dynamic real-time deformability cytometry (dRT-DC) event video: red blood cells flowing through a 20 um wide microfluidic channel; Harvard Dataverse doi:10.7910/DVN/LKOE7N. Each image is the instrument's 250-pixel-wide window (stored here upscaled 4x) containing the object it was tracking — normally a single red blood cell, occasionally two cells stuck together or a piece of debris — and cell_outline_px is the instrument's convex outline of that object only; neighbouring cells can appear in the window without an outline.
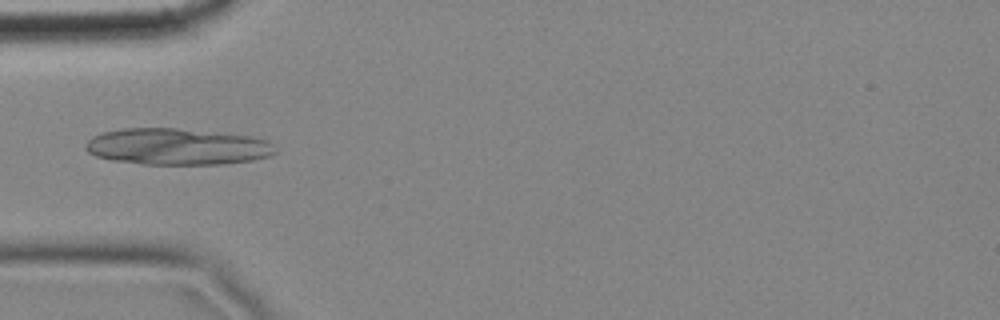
{"species": "common noctule bat (a hibernating species)", "species_latin": "Nyctalus noctula", "temperature_condition": "cold", "stored_images_in_passage": 6, "camera_frame_rate_fps": 3000, "um_per_image_px": 0.085, "animal": {"sex": "female", "body_mass_g": 18.4}, "frame": {"image": 1, "passage_image": 5, "time_ms": 1.333, "image_size_px": [1000, 320], "cell_outline_px": [[276, 152], [268, 156], [252, 160], [224, 164], [140, 164], [112, 160], [96, 156], [88, 152], [84, 148], [84, 144], [92, 136], [100, 132], [124, 128], [176, 128], [252, 136], [268, 140], [272, 144]], "centroid_in_image_um": [15.01, 12.46], "position_along_channel_um": 70.0, "area_um2": 40.46}}
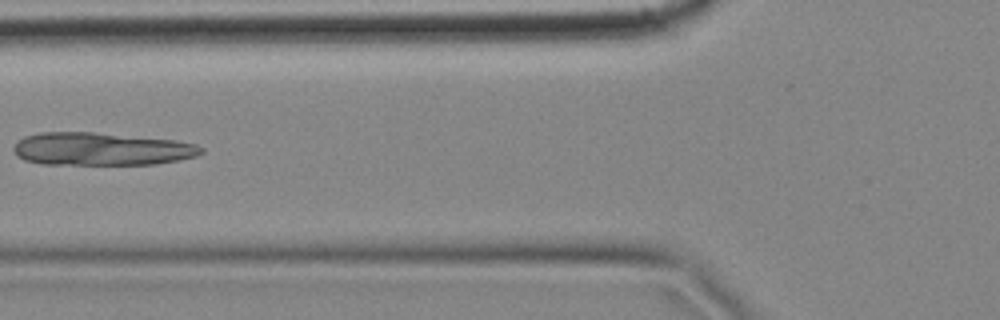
{"frame": {"image": 2, "passage_image": 6, "time_ms": 1.667, "image_size_px": [1000, 320], "cell_outline_px": [[204, 152], [196, 156], [180, 160], [156, 164], [40, 164], [24, 160], [16, 156], [12, 148], [24, 136], [40, 132], [92, 132], [176, 140], [196, 144], [204, 148]], "centroid_in_image_um": [8.62, 12.67], "position_along_channel_um": 117.2, "area_um2": 36.07}}